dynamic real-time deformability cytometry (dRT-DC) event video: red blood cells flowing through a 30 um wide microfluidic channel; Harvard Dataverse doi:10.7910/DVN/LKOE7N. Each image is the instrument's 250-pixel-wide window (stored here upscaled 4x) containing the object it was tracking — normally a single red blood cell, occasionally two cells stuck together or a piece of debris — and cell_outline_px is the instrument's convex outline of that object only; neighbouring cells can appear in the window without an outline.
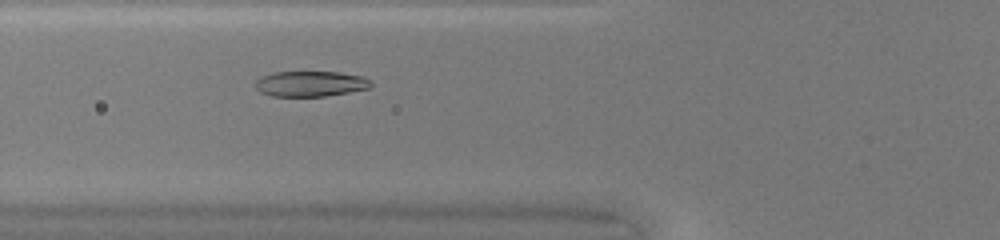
{"species": "common noctule bat (a hibernating species)", "species_latin": "Nyctalus noctula", "temperature_condition": "warm", "stored_images_in_passage": 40, "camera_frame_rate_fps": 3000, "um_per_image_px": 0.085, "animal": {"sex": "female", "body_mass_g": 20.0, "forearm_length_mm": 54.0}, "frame": {"image": 1, "passage_image": 10, "time_ms": 3.0, "image_size_px": [1000, 240], "cell_outline_px": [[372, 88], [324, 96], [272, 96], [260, 92], [256, 88], [256, 80], [260, 76], [272, 72], [340, 72], [360, 76], [372, 80]], "centroid_in_image_um": [26.39, 7.11], "position_along_channel_um": 99.4, "area_um2": 17.22}}
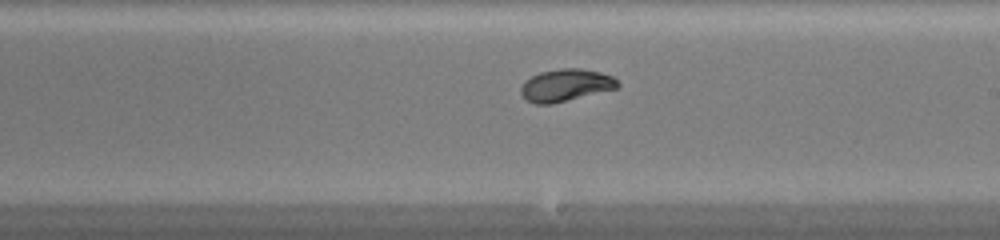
{"frame": {"image": 2, "passage_image": 20, "time_ms": 6.333, "image_size_px": [1000, 240], "cell_outline_px": [[620, 84], [616, 88], [552, 104], [536, 104], [528, 100], [520, 92], [520, 88], [524, 80], [540, 72], [560, 68], [580, 68], [600, 72], [612, 76]], "centroid_in_image_um": [48.06, 7.23], "position_along_channel_um": 240.9, "area_um2": 18.03}}
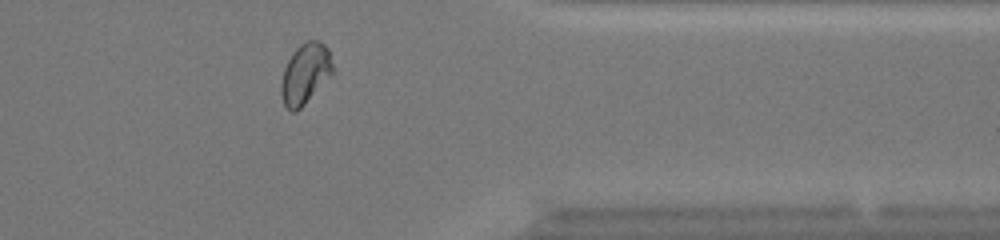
{"frame": {"image": 3, "passage_image": 31, "time_ms": 10.0, "image_size_px": [1000, 240], "cell_outline_px": [[336, 68], [304, 104], [296, 112], [292, 112], [284, 104], [280, 92], [280, 84], [284, 68], [292, 52], [300, 44], [308, 40], [320, 40], [328, 48]], "centroid_in_image_um": [25.95, 6.22], "position_along_channel_um": 385.5, "area_um2": 18.21}, "authors_computed_cell_mechanics": {"area_um2": 18.1492, "velocity_mm_per_s": 4.2457, "shape_relaxation_time_tau1_ms": 2.2484, "shape_relaxation_time_tau2_ms": 1.0687, "deformation_change_tau1": 0.1502, "deformation_change_tau2": 0.0372}}